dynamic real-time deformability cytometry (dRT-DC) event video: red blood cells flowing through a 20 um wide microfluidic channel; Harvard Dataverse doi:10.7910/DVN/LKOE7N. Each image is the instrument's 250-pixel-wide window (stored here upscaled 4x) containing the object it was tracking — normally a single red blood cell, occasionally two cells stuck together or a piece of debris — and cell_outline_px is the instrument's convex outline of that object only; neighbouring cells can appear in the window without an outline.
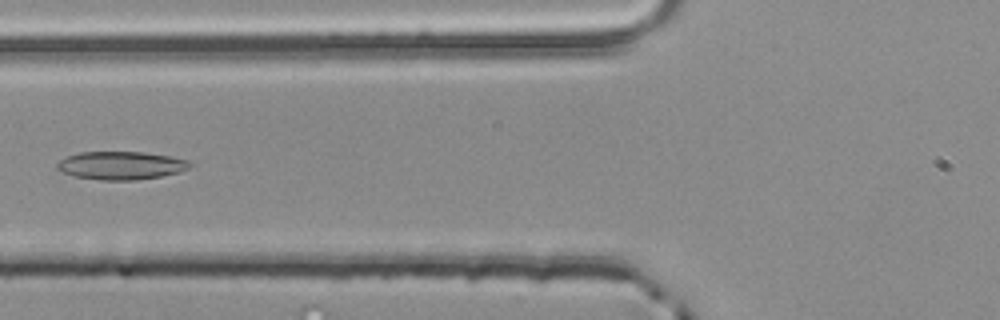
{"species": "common noctule bat (a hibernating species)", "species_latin": "Nyctalus noctula", "temperature_condition": "room temperature", "stored_images_in_passage": 4, "segment_of_instrument_passage": [2, 2], "camera_frame_rate_fps": 3000, "um_per_image_px": 0.085, "animal": {"sex": "male", "body_mass_g": 20.4}, "frame": {"image": 1, "passage_image": 4, "time_ms": 1.0, "image_size_px": [1000, 320], "cell_outline_px": [[192, 164], [188, 168], [180, 172], [160, 176], [136, 180], [100, 180], [72, 176], [56, 168], [56, 164], [60, 160], [68, 156], [80, 152], [144, 152], [168, 156], [188, 160]], "centroid_in_image_um": [10.27, 14.07], "position_along_channel_um": 115.5, "area_um2": 21.68}}